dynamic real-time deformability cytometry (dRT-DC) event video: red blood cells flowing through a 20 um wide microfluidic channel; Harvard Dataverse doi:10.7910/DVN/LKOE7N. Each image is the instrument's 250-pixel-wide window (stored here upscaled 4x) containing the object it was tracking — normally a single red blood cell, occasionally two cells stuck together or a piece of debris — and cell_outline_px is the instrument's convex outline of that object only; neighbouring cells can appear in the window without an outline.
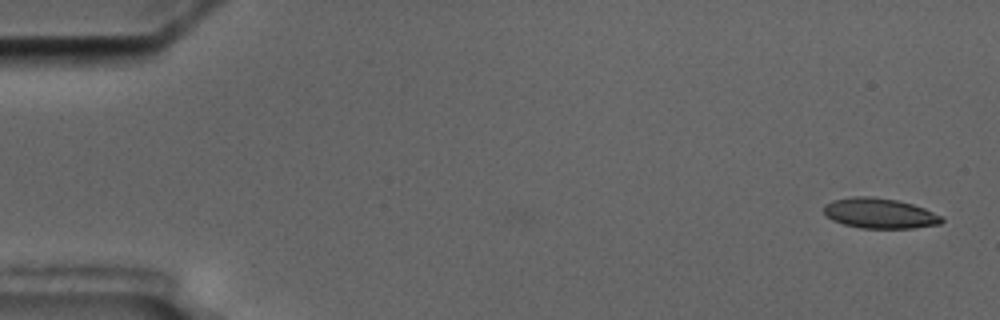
{"species": "common noctule bat (a hibernating species)", "species_latin": "Nyctalus noctula", "temperature_condition": "cold", "stored_images_in_passage": 5, "camera_frame_rate_fps": 3000, "um_per_image_px": 0.085, "animal": {"sex": "male", "body_mass_g": 17.5, "forearm_length_mm": 52.3}, "frame": {"image": 1, "passage_image": 1, "time_ms": 0.0, "image_size_px": [1000, 320], "cell_outline_px": [[944, 220], [940, 224], [912, 228], [860, 228], [844, 224], [832, 220], [824, 212], [824, 204], [832, 200], [852, 196], [868, 196], [896, 200], [912, 204], [924, 208], [940, 216]], "centroid_in_image_um": [74.74, 18.13], "position_along_channel_um": 10.3, "area_um2": 20.63}}
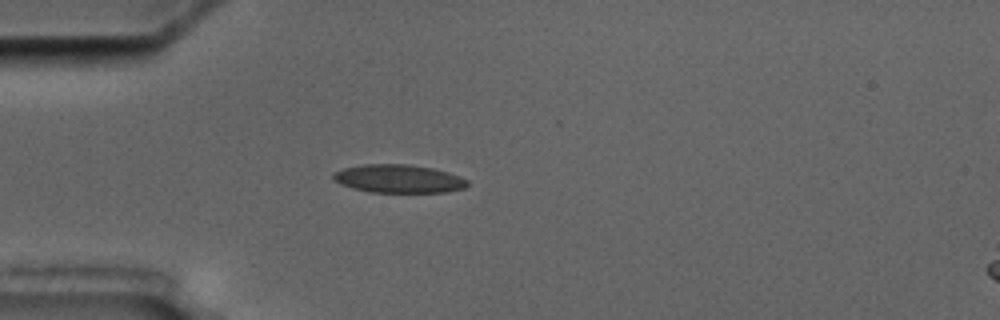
{"frame": {"image": 2, "passage_image": 5, "time_ms": 4.667, "image_size_px": [1000, 320], "cell_outline_px": [[468, 184], [464, 188], [448, 192], [368, 192], [352, 188], [340, 184], [332, 180], [332, 172], [344, 168], [364, 164], [408, 164], [432, 168], [448, 172], [460, 176], [468, 180]], "centroid_in_image_um": [33.85, 15.19], "position_along_channel_um": 51.1, "area_um2": 22.25}}